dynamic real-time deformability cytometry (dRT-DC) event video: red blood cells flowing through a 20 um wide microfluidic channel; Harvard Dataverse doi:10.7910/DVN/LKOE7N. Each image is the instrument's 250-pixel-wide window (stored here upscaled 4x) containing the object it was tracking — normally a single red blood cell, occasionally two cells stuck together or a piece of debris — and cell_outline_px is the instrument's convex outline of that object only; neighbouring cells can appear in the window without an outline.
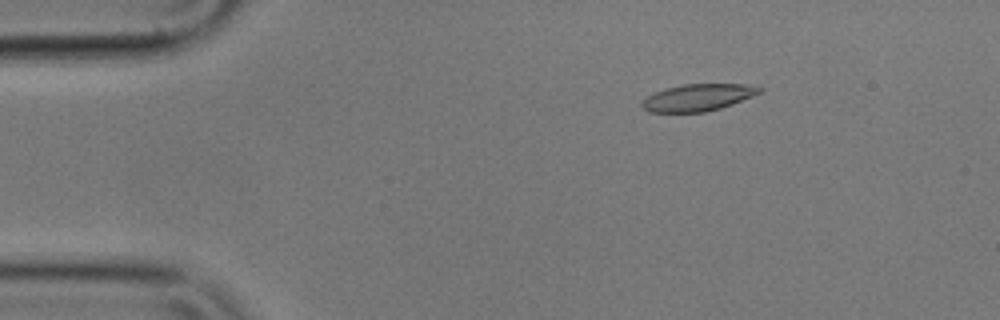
{"species": "common noctule bat (a hibernating species)", "species_latin": "Nyctalus noctula", "temperature_condition": "cold", "stored_images_in_passage": 4, "camera_frame_rate_fps": 3000, "um_per_image_px": 0.085, "animal": {"sex": "male", "body_mass_g": 17.9}, "frame": {"image": 1, "passage_image": 4, "time_ms": 1.0, "image_size_px": [1000, 320], "cell_outline_px": [[764, 88], [760, 92], [752, 96], [732, 104], [720, 108], [704, 112], [648, 112], [640, 104], [648, 96], [656, 92], [668, 88], [684, 84], [744, 84]], "centroid_in_image_um": [59.33, 8.29], "position_along_channel_um": 25.7, "area_um2": 18.15}}